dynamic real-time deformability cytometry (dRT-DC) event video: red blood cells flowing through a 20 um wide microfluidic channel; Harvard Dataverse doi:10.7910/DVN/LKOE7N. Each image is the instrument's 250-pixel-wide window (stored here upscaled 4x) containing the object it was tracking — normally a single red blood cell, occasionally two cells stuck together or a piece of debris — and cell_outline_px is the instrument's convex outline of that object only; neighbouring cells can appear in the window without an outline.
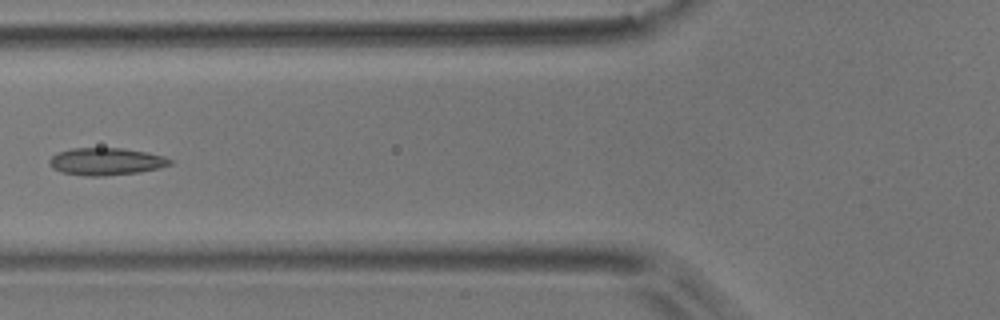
{"species": "common noctule bat (a hibernating species)", "species_latin": "Nyctalus noctula", "temperature_condition": "room temperature", "stored_images_in_passage": 5, "camera_frame_rate_fps": 3000, "um_per_image_px": 0.085, "animal": {"sex": "male", "body_mass_g": 17.9}, "frame": {"image": 1, "passage_image": 5, "time_ms": 1.333, "image_size_px": [1000, 320], "cell_outline_px": [[172, 164], [160, 168], [140, 172], [104, 176], [88, 176], [60, 172], [52, 168], [48, 164], [48, 160], [56, 152], [72, 148], [124, 148], [148, 152], [164, 156], [172, 160]], "centroid_in_image_um": [9.0, 13.72], "position_along_channel_um": 116.8, "area_um2": 19.48}}